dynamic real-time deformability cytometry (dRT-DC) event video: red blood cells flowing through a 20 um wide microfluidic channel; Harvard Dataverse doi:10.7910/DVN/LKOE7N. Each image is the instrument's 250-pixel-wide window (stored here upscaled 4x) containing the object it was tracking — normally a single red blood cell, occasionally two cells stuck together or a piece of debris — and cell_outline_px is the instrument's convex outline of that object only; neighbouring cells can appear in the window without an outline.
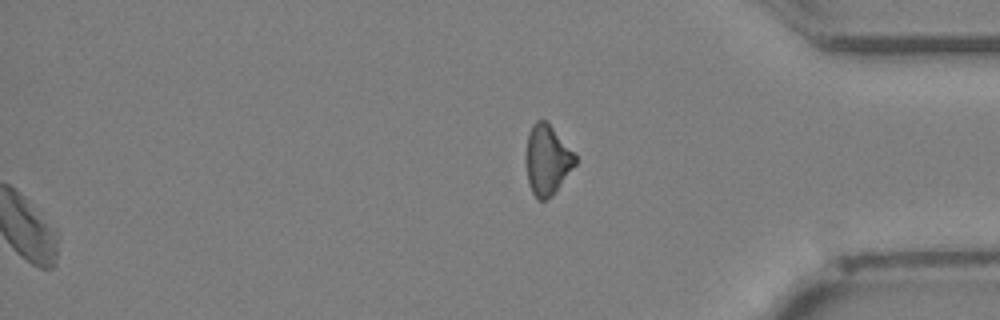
{"species": "Egyptian fruit bat (a non-hibernating species)", "species_latin": "Rousettus aegyptiacus", "temperature_condition": "cold", "stored_images_in_passage": 29, "segment_of_instrument_passage": [2, 2], "camera_frame_rate_fps": 3000, "um_per_image_px": 0.085, "animal": {"sex": "female"}, "frame": {"image": 1, "passage_image": 29, "time_ms": 9.333, "image_size_px": [1000, 320], "cell_outline_px": [[576, 164], [556, 192], [552, 196], [544, 200], [540, 200], [532, 192], [528, 184], [524, 160], [524, 152], [528, 132], [532, 124], [536, 120], [548, 120], [576, 152]], "centroid_in_image_um": [46.5, 13.54], "position_along_channel_um": 388.7, "area_um2": 21.04}}